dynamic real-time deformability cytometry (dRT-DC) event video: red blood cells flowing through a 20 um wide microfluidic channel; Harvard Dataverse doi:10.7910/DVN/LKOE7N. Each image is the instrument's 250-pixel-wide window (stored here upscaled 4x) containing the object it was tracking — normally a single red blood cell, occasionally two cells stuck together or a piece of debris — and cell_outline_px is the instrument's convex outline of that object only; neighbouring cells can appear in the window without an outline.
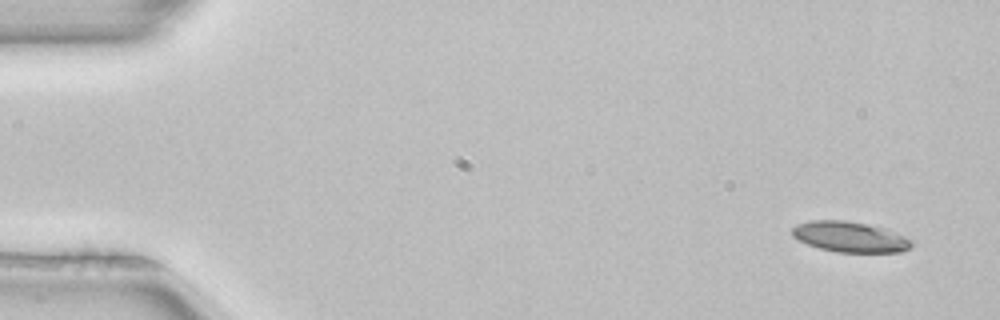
{"species": "common noctule bat (a hibernating species)", "species_latin": "Nyctalus noctula", "temperature_condition": "room temperature", "stored_images_in_passage": 4, "camera_frame_rate_fps": 3000, "um_per_image_px": 0.085, "animal": {"sex": "female", "body_mass_g": 22.7, "forearm_length_mm": 54.2}, "frame": {"image": 1, "passage_image": 1, "time_ms": 0.0, "image_size_px": [1000, 320], "cell_outline_px": [[912, 248], [900, 252], [836, 252], [820, 248], [808, 244], [792, 236], [792, 228], [796, 224], [808, 220], [844, 220], [884, 228], [896, 232], [904, 236], [912, 244]], "centroid_in_image_um": [72.22, 20.13], "position_along_channel_um": 12.8, "area_um2": 21.1}}